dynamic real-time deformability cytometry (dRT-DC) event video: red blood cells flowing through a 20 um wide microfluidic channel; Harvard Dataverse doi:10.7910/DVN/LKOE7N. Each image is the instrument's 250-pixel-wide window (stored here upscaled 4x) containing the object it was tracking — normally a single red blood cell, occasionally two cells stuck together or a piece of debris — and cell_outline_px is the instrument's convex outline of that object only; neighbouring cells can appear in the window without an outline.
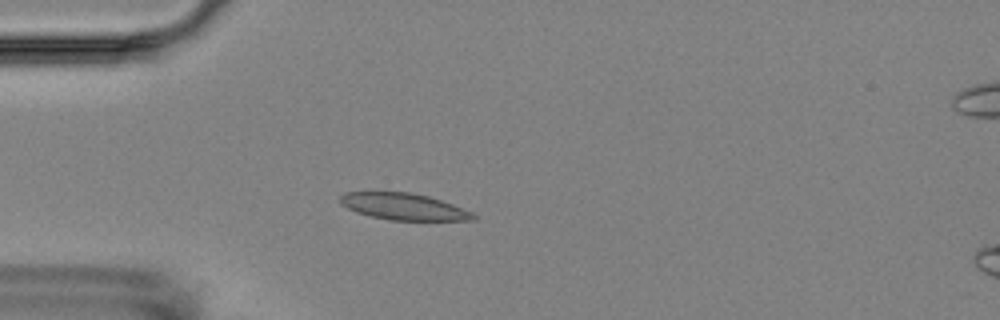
{"species": "Egyptian fruit bat (a non-hibernating species)", "species_latin": "Rousettus aegyptiacus", "temperature_condition": "room temperature", "stored_images_in_passage": 6, "camera_frame_rate_fps": 3000, "um_per_image_px": 0.085, "animal": {"sex": "female"}, "frame": {"image": 1, "passage_image": 5, "time_ms": 4.667, "image_size_px": [1000, 320], "cell_outline_px": [[476, 220], [392, 220], [372, 216], [356, 212], [340, 204], [340, 196], [344, 192], [412, 192], [428, 196], [452, 204], [472, 212], [476, 216]], "centroid_in_image_um": [34.3, 17.55], "position_along_channel_um": 50.7, "area_um2": 20.52}}